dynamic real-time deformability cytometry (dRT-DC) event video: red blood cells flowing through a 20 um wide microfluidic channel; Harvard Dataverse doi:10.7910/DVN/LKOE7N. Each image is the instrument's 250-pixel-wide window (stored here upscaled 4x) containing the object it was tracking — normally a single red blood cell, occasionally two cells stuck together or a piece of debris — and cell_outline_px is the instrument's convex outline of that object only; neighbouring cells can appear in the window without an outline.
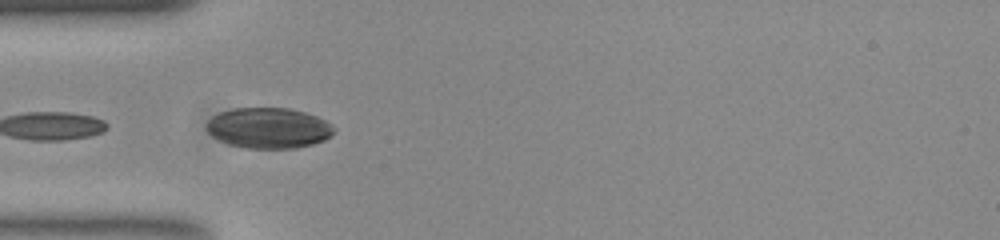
{"species": "common noctule bat (a hibernating species)", "species_latin": "Nyctalus noctula", "temperature_condition": "room temperature", "stored_images_in_passage": 39, "camera_frame_rate_fps": 3000, "um_per_image_px": 0.085, "animal": {"sex": "female", "body_mass_g": 23.0, "forearm_length_mm": 53.4}, "frame": {"image": 1, "passage_image": 16, "time_ms": 5.0, "image_size_px": [1000, 240], "cell_outline_px": [[336, 128], [332, 136], [324, 140], [312, 144], [296, 148], [248, 148], [228, 144], [212, 136], [208, 132], [208, 120], [212, 116], [220, 112], [236, 108], [288, 108], [304, 112], [316, 116], [332, 124]], "centroid_in_image_um": [22.86, 10.88], "position_along_channel_um": 62.1, "area_um2": 30.06}}